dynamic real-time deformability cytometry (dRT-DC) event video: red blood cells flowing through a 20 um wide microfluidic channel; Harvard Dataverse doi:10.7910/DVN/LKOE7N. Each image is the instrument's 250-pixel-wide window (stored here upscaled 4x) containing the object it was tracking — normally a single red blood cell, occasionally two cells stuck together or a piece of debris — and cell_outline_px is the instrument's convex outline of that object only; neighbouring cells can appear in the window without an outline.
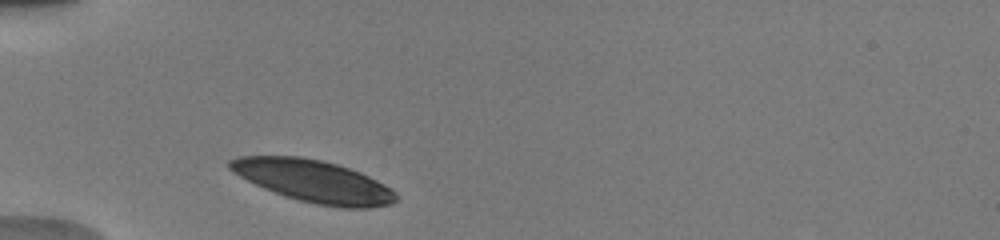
{"species": "human", "species_latin": "Homo sapiens", "temperature_condition": "warm", "stored_images_in_passage": 4, "camera_frame_rate_fps": 3000, "um_per_image_px": 0.085, "donor": {"sex": "male"}, "frame": {"image": 1, "passage_image": 1, "time_ms": 0.0, "image_size_px": [1000, 240], "cell_outline_px": [[396, 200], [392, 204], [368, 208], [340, 208], [316, 204], [300, 200], [264, 188], [240, 176], [228, 168], [228, 160], [240, 156], [300, 156], [320, 160], [336, 164], [360, 172], [392, 188], [396, 192]], "centroid_in_image_um": [26.68, 15.4], "position_along_channel_um": 58.3, "area_um2": 40.52}}